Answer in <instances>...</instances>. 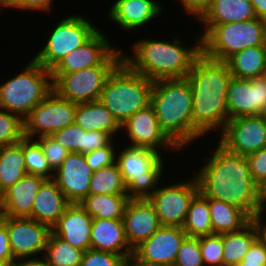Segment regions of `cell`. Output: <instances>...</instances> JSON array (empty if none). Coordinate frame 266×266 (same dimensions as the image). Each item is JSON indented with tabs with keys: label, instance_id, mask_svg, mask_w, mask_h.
I'll return each instance as SVG.
<instances>
[{
	"label": "cell",
	"instance_id": "18",
	"mask_svg": "<svg viewBox=\"0 0 266 266\" xmlns=\"http://www.w3.org/2000/svg\"><path fill=\"white\" fill-rule=\"evenodd\" d=\"M93 171L80 153H70L54 172L53 180L71 204L89 195Z\"/></svg>",
	"mask_w": 266,
	"mask_h": 266
},
{
	"label": "cell",
	"instance_id": "5",
	"mask_svg": "<svg viewBox=\"0 0 266 266\" xmlns=\"http://www.w3.org/2000/svg\"><path fill=\"white\" fill-rule=\"evenodd\" d=\"M153 84L122 61L108 76L99 100L122 125L151 104Z\"/></svg>",
	"mask_w": 266,
	"mask_h": 266
},
{
	"label": "cell",
	"instance_id": "52",
	"mask_svg": "<svg viewBox=\"0 0 266 266\" xmlns=\"http://www.w3.org/2000/svg\"><path fill=\"white\" fill-rule=\"evenodd\" d=\"M266 191H260L259 194V206L257 213L255 215H262L265 216L266 214ZM264 212V213H263Z\"/></svg>",
	"mask_w": 266,
	"mask_h": 266
},
{
	"label": "cell",
	"instance_id": "30",
	"mask_svg": "<svg viewBox=\"0 0 266 266\" xmlns=\"http://www.w3.org/2000/svg\"><path fill=\"white\" fill-rule=\"evenodd\" d=\"M213 234H224L245 227L251 217L239 207L222 200L208 198Z\"/></svg>",
	"mask_w": 266,
	"mask_h": 266
},
{
	"label": "cell",
	"instance_id": "46",
	"mask_svg": "<svg viewBox=\"0 0 266 266\" xmlns=\"http://www.w3.org/2000/svg\"><path fill=\"white\" fill-rule=\"evenodd\" d=\"M52 3L53 0H11V9L49 13L53 8Z\"/></svg>",
	"mask_w": 266,
	"mask_h": 266
},
{
	"label": "cell",
	"instance_id": "40",
	"mask_svg": "<svg viewBox=\"0 0 266 266\" xmlns=\"http://www.w3.org/2000/svg\"><path fill=\"white\" fill-rule=\"evenodd\" d=\"M173 266H204L198 238H185Z\"/></svg>",
	"mask_w": 266,
	"mask_h": 266
},
{
	"label": "cell",
	"instance_id": "39",
	"mask_svg": "<svg viewBox=\"0 0 266 266\" xmlns=\"http://www.w3.org/2000/svg\"><path fill=\"white\" fill-rule=\"evenodd\" d=\"M198 239L204 266H223L222 234L202 236Z\"/></svg>",
	"mask_w": 266,
	"mask_h": 266
},
{
	"label": "cell",
	"instance_id": "58",
	"mask_svg": "<svg viewBox=\"0 0 266 266\" xmlns=\"http://www.w3.org/2000/svg\"><path fill=\"white\" fill-rule=\"evenodd\" d=\"M234 266H252V265H246V263L241 261L240 263H238V264H236Z\"/></svg>",
	"mask_w": 266,
	"mask_h": 266
},
{
	"label": "cell",
	"instance_id": "27",
	"mask_svg": "<svg viewBox=\"0 0 266 266\" xmlns=\"http://www.w3.org/2000/svg\"><path fill=\"white\" fill-rule=\"evenodd\" d=\"M74 123L86 131H103L113 138L121 125L100 100L77 103Z\"/></svg>",
	"mask_w": 266,
	"mask_h": 266
},
{
	"label": "cell",
	"instance_id": "55",
	"mask_svg": "<svg viewBox=\"0 0 266 266\" xmlns=\"http://www.w3.org/2000/svg\"><path fill=\"white\" fill-rule=\"evenodd\" d=\"M263 47H264V50L266 51V28H265V31H264Z\"/></svg>",
	"mask_w": 266,
	"mask_h": 266
},
{
	"label": "cell",
	"instance_id": "2",
	"mask_svg": "<svg viewBox=\"0 0 266 266\" xmlns=\"http://www.w3.org/2000/svg\"><path fill=\"white\" fill-rule=\"evenodd\" d=\"M231 78L226 62L210 59L203 53L186 77L193 97V128L202 137L213 131L222 132L227 124V89Z\"/></svg>",
	"mask_w": 266,
	"mask_h": 266
},
{
	"label": "cell",
	"instance_id": "13",
	"mask_svg": "<svg viewBox=\"0 0 266 266\" xmlns=\"http://www.w3.org/2000/svg\"><path fill=\"white\" fill-rule=\"evenodd\" d=\"M219 134V143L228 151L247 156L266 146V119L263 115L236 117Z\"/></svg>",
	"mask_w": 266,
	"mask_h": 266
},
{
	"label": "cell",
	"instance_id": "8",
	"mask_svg": "<svg viewBox=\"0 0 266 266\" xmlns=\"http://www.w3.org/2000/svg\"><path fill=\"white\" fill-rule=\"evenodd\" d=\"M116 163L130 199H148L162 179L165 159L154 150L125 146L116 152Z\"/></svg>",
	"mask_w": 266,
	"mask_h": 266
},
{
	"label": "cell",
	"instance_id": "16",
	"mask_svg": "<svg viewBox=\"0 0 266 266\" xmlns=\"http://www.w3.org/2000/svg\"><path fill=\"white\" fill-rule=\"evenodd\" d=\"M228 120L266 113V77H232L227 89Z\"/></svg>",
	"mask_w": 266,
	"mask_h": 266
},
{
	"label": "cell",
	"instance_id": "25",
	"mask_svg": "<svg viewBox=\"0 0 266 266\" xmlns=\"http://www.w3.org/2000/svg\"><path fill=\"white\" fill-rule=\"evenodd\" d=\"M70 205L71 203L56 182L53 179H47L35 196L31 208V219L52 228Z\"/></svg>",
	"mask_w": 266,
	"mask_h": 266
},
{
	"label": "cell",
	"instance_id": "26",
	"mask_svg": "<svg viewBox=\"0 0 266 266\" xmlns=\"http://www.w3.org/2000/svg\"><path fill=\"white\" fill-rule=\"evenodd\" d=\"M51 137L70 153L86 154L106 147L114 138L103 131H86L73 123Z\"/></svg>",
	"mask_w": 266,
	"mask_h": 266
},
{
	"label": "cell",
	"instance_id": "47",
	"mask_svg": "<svg viewBox=\"0 0 266 266\" xmlns=\"http://www.w3.org/2000/svg\"><path fill=\"white\" fill-rule=\"evenodd\" d=\"M184 8L186 15H193V19L199 20L209 9L212 0H179Z\"/></svg>",
	"mask_w": 266,
	"mask_h": 266
},
{
	"label": "cell",
	"instance_id": "48",
	"mask_svg": "<svg viewBox=\"0 0 266 266\" xmlns=\"http://www.w3.org/2000/svg\"><path fill=\"white\" fill-rule=\"evenodd\" d=\"M0 259L9 266L14 260L10 248L9 235L6 226L0 222Z\"/></svg>",
	"mask_w": 266,
	"mask_h": 266
},
{
	"label": "cell",
	"instance_id": "10",
	"mask_svg": "<svg viewBox=\"0 0 266 266\" xmlns=\"http://www.w3.org/2000/svg\"><path fill=\"white\" fill-rule=\"evenodd\" d=\"M78 14L60 20L51 29L46 44L43 43L45 46L35 53L33 59L47 70L51 71L70 51L82 46L99 30L91 20Z\"/></svg>",
	"mask_w": 266,
	"mask_h": 266
},
{
	"label": "cell",
	"instance_id": "12",
	"mask_svg": "<svg viewBox=\"0 0 266 266\" xmlns=\"http://www.w3.org/2000/svg\"><path fill=\"white\" fill-rule=\"evenodd\" d=\"M187 182H174L163 185L148 198L153 205L161 226L182 227L186 219L189 204L193 196L199 191L197 179L187 178Z\"/></svg>",
	"mask_w": 266,
	"mask_h": 266
},
{
	"label": "cell",
	"instance_id": "29",
	"mask_svg": "<svg viewBox=\"0 0 266 266\" xmlns=\"http://www.w3.org/2000/svg\"><path fill=\"white\" fill-rule=\"evenodd\" d=\"M232 77L251 79L266 73V51L263 45L252 46L234 53L225 61Z\"/></svg>",
	"mask_w": 266,
	"mask_h": 266
},
{
	"label": "cell",
	"instance_id": "57",
	"mask_svg": "<svg viewBox=\"0 0 266 266\" xmlns=\"http://www.w3.org/2000/svg\"><path fill=\"white\" fill-rule=\"evenodd\" d=\"M260 191H266V181L264 184L260 187Z\"/></svg>",
	"mask_w": 266,
	"mask_h": 266
},
{
	"label": "cell",
	"instance_id": "38",
	"mask_svg": "<svg viewBox=\"0 0 266 266\" xmlns=\"http://www.w3.org/2000/svg\"><path fill=\"white\" fill-rule=\"evenodd\" d=\"M24 138V120L17 114L0 109V148Z\"/></svg>",
	"mask_w": 266,
	"mask_h": 266
},
{
	"label": "cell",
	"instance_id": "1",
	"mask_svg": "<svg viewBox=\"0 0 266 266\" xmlns=\"http://www.w3.org/2000/svg\"><path fill=\"white\" fill-rule=\"evenodd\" d=\"M216 144L211 156L203 159L205 165L194 173L199 191L207 198L239 207L252 218L258 210L260 187L251 176L248 160Z\"/></svg>",
	"mask_w": 266,
	"mask_h": 266
},
{
	"label": "cell",
	"instance_id": "36",
	"mask_svg": "<svg viewBox=\"0 0 266 266\" xmlns=\"http://www.w3.org/2000/svg\"><path fill=\"white\" fill-rule=\"evenodd\" d=\"M89 195H128L116 162L93 172Z\"/></svg>",
	"mask_w": 266,
	"mask_h": 266
},
{
	"label": "cell",
	"instance_id": "50",
	"mask_svg": "<svg viewBox=\"0 0 266 266\" xmlns=\"http://www.w3.org/2000/svg\"><path fill=\"white\" fill-rule=\"evenodd\" d=\"M264 219L263 215H254L251 221L257 230L258 239L266 246V221Z\"/></svg>",
	"mask_w": 266,
	"mask_h": 266
},
{
	"label": "cell",
	"instance_id": "54",
	"mask_svg": "<svg viewBox=\"0 0 266 266\" xmlns=\"http://www.w3.org/2000/svg\"><path fill=\"white\" fill-rule=\"evenodd\" d=\"M6 9V8H8V9H10L11 8V0H0V10L1 9Z\"/></svg>",
	"mask_w": 266,
	"mask_h": 266
},
{
	"label": "cell",
	"instance_id": "6",
	"mask_svg": "<svg viewBox=\"0 0 266 266\" xmlns=\"http://www.w3.org/2000/svg\"><path fill=\"white\" fill-rule=\"evenodd\" d=\"M52 90L51 71L32 58L19 74L0 83V109L24 120Z\"/></svg>",
	"mask_w": 266,
	"mask_h": 266
},
{
	"label": "cell",
	"instance_id": "7",
	"mask_svg": "<svg viewBox=\"0 0 266 266\" xmlns=\"http://www.w3.org/2000/svg\"><path fill=\"white\" fill-rule=\"evenodd\" d=\"M202 25V53L216 61L225 62L236 52L263 45L266 22L258 17L243 22Z\"/></svg>",
	"mask_w": 266,
	"mask_h": 266
},
{
	"label": "cell",
	"instance_id": "15",
	"mask_svg": "<svg viewBox=\"0 0 266 266\" xmlns=\"http://www.w3.org/2000/svg\"><path fill=\"white\" fill-rule=\"evenodd\" d=\"M122 129L130 139L128 146L151 149L161 155L165 148L172 151L181 150L161 129L151 104L126 120L121 125ZM160 148H163L161 152Z\"/></svg>",
	"mask_w": 266,
	"mask_h": 266
},
{
	"label": "cell",
	"instance_id": "44",
	"mask_svg": "<svg viewBox=\"0 0 266 266\" xmlns=\"http://www.w3.org/2000/svg\"><path fill=\"white\" fill-rule=\"evenodd\" d=\"M254 182L261 187L266 181V146L246 156Z\"/></svg>",
	"mask_w": 266,
	"mask_h": 266
},
{
	"label": "cell",
	"instance_id": "28",
	"mask_svg": "<svg viewBox=\"0 0 266 266\" xmlns=\"http://www.w3.org/2000/svg\"><path fill=\"white\" fill-rule=\"evenodd\" d=\"M250 0H212L207 12L199 20L200 24H227L256 18Z\"/></svg>",
	"mask_w": 266,
	"mask_h": 266
},
{
	"label": "cell",
	"instance_id": "45",
	"mask_svg": "<svg viewBox=\"0 0 266 266\" xmlns=\"http://www.w3.org/2000/svg\"><path fill=\"white\" fill-rule=\"evenodd\" d=\"M242 262L252 266H266V246L257 238L244 255Z\"/></svg>",
	"mask_w": 266,
	"mask_h": 266
},
{
	"label": "cell",
	"instance_id": "59",
	"mask_svg": "<svg viewBox=\"0 0 266 266\" xmlns=\"http://www.w3.org/2000/svg\"><path fill=\"white\" fill-rule=\"evenodd\" d=\"M0 266H7V265L0 259Z\"/></svg>",
	"mask_w": 266,
	"mask_h": 266
},
{
	"label": "cell",
	"instance_id": "14",
	"mask_svg": "<svg viewBox=\"0 0 266 266\" xmlns=\"http://www.w3.org/2000/svg\"><path fill=\"white\" fill-rule=\"evenodd\" d=\"M1 222L6 226L10 248L14 259L39 257L44 255L51 228L31 218L3 216Z\"/></svg>",
	"mask_w": 266,
	"mask_h": 266
},
{
	"label": "cell",
	"instance_id": "22",
	"mask_svg": "<svg viewBox=\"0 0 266 266\" xmlns=\"http://www.w3.org/2000/svg\"><path fill=\"white\" fill-rule=\"evenodd\" d=\"M92 221V216L80 204H71L51 232L85 252L90 249Z\"/></svg>",
	"mask_w": 266,
	"mask_h": 266
},
{
	"label": "cell",
	"instance_id": "43",
	"mask_svg": "<svg viewBox=\"0 0 266 266\" xmlns=\"http://www.w3.org/2000/svg\"><path fill=\"white\" fill-rule=\"evenodd\" d=\"M113 143L116 142L112 140L106 147L84 154L85 160L93 172L116 162L117 151L115 149L117 148H114Z\"/></svg>",
	"mask_w": 266,
	"mask_h": 266
},
{
	"label": "cell",
	"instance_id": "20",
	"mask_svg": "<svg viewBox=\"0 0 266 266\" xmlns=\"http://www.w3.org/2000/svg\"><path fill=\"white\" fill-rule=\"evenodd\" d=\"M123 223L126 239L133 250L161 227L158 215L148 199H130Z\"/></svg>",
	"mask_w": 266,
	"mask_h": 266
},
{
	"label": "cell",
	"instance_id": "53",
	"mask_svg": "<svg viewBox=\"0 0 266 266\" xmlns=\"http://www.w3.org/2000/svg\"><path fill=\"white\" fill-rule=\"evenodd\" d=\"M124 266H151V265H145L141 262H138L133 256L130 258H127Z\"/></svg>",
	"mask_w": 266,
	"mask_h": 266
},
{
	"label": "cell",
	"instance_id": "4",
	"mask_svg": "<svg viewBox=\"0 0 266 266\" xmlns=\"http://www.w3.org/2000/svg\"><path fill=\"white\" fill-rule=\"evenodd\" d=\"M151 105L161 129L181 150L203 139L193 128V97L186 78L154 81Z\"/></svg>",
	"mask_w": 266,
	"mask_h": 266
},
{
	"label": "cell",
	"instance_id": "11",
	"mask_svg": "<svg viewBox=\"0 0 266 266\" xmlns=\"http://www.w3.org/2000/svg\"><path fill=\"white\" fill-rule=\"evenodd\" d=\"M77 103L60 97L54 90L24 119V137L51 136L74 123ZM35 136V137H34Z\"/></svg>",
	"mask_w": 266,
	"mask_h": 266
},
{
	"label": "cell",
	"instance_id": "17",
	"mask_svg": "<svg viewBox=\"0 0 266 266\" xmlns=\"http://www.w3.org/2000/svg\"><path fill=\"white\" fill-rule=\"evenodd\" d=\"M186 237L182 227L161 226L134 249L133 257L145 265L173 266Z\"/></svg>",
	"mask_w": 266,
	"mask_h": 266
},
{
	"label": "cell",
	"instance_id": "23",
	"mask_svg": "<svg viewBox=\"0 0 266 266\" xmlns=\"http://www.w3.org/2000/svg\"><path fill=\"white\" fill-rule=\"evenodd\" d=\"M47 179L26 174L1 196L3 216L31 218V208L40 187Z\"/></svg>",
	"mask_w": 266,
	"mask_h": 266
},
{
	"label": "cell",
	"instance_id": "56",
	"mask_svg": "<svg viewBox=\"0 0 266 266\" xmlns=\"http://www.w3.org/2000/svg\"><path fill=\"white\" fill-rule=\"evenodd\" d=\"M3 217V211H2V205H1V199H0V222L2 220Z\"/></svg>",
	"mask_w": 266,
	"mask_h": 266
},
{
	"label": "cell",
	"instance_id": "19",
	"mask_svg": "<svg viewBox=\"0 0 266 266\" xmlns=\"http://www.w3.org/2000/svg\"><path fill=\"white\" fill-rule=\"evenodd\" d=\"M106 33L98 30L79 48L70 51L52 70L51 74L73 73L100 65L115 49ZM115 47V48H114Z\"/></svg>",
	"mask_w": 266,
	"mask_h": 266
},
{
	"label": "cell",
	"instance_id": "49",
	"mask_svg": "<svg viewBox=\"0 0 266 266\" xmlns=\"http://www.w3.org/2000/svg\"><path fill=\"white\" fill-rule=\"evenodd\" d=\"M9 266H48L44 256L38 258L27 257V258H16Z\"/></svg>",
	"mask_w": 266,
	"mask_h": 266
},
{
	"label": "cell",
	"instance_id": "41",
	"mask_svg": "<svg viewBox=\"0 0 266 266\" xmlns=\"http://www.w3.org/2000/svg\"><path fill=\"white\" fill-rule=\"evenodd\" d=\"M42 147L44 156L50 168L55 172L70 154V152L56 142L51 136H41L35 139Z\"/></svg>",
	"mask_w": 266,
	"mask_h": 266
},
{
	"label": "cell",
	"instance_id": "3",
	"mask_svg": "<svg viewBox=\"0 0 266 266\" xmlns=\"http://www.w3.org/2000/svg\"><path fill=\"white\" fill-rule=\"evenodd\" d=\"M132 46L133 53L122 54V61L134 72L157 81L186 78L196 58L202 53L201 36L194 37V45H182V40L171 41L139 38Z\"/></svg>",
	"mask_w": 266,
	"mask_h": 266
},
{
	"label": "cell",
	"instance_id": "9",
	"mask_svg": "<svg viewBox=\"0 0 266 266\" xmlns=\"http://www.w3.org/2000/svg\"><path fill=\"white\" fill-rule=\"evenodd\" d=\"M122 54L123 51L116 48L98 66L73 73L51 74L53 90L75 103L99 100L108 76L122 62Z\"/></svg>",
	"mask_w": 266,
	"mask_h": 266
},
{
	"label": "cell",
	"instance_id": "34",
	"mask_svg": "<svg viewBox=\"0 0 266 266\" xmlns=\"http://www.w3.org/2000/svg\"><path fill=\"white\" fill-rule=\"evenodd\" d=\"M182 228L188 237L213 235L208 198L200 191L190 201Z\"/></svg>",
	"mask_w": 266,
	"mask_h": 266
},
{
	"label": "cell",
	"instance_id": "33",
	"mask_svg": "<svg viewBox=\"0 0 266 266\" xmlns=\"http://www.w3.org/2000/svg\"><path fill=\"white\" fill-rule=\"evenodd\" d=\"M128 195H88L80 205L93 219H123Z\"/></svg>",
	"mask_w": 266,
	"mask_h": 266
},
{
	"label": "cell",
	"instance_id": "37",
	"mask_svg": "<svg viewBox=\"0 0 266 266\" xmlns=\"http://www.w3.org/2000/svg\"><path fill=\"white\" fill-rule=\"evenodd\" d=\"M22 150L27 174L53 179L54 171L44 156L41 145L35 139H22Z\"/></svg>",
	"mask_w": 266,
	"mask_h": 266
},
{
	"label": "cell",
	"instance_id": "31",
	"mask_svg": "<svg viewBox=\"0 0 266 266\" xmlns=\"http://www.w3.org/2000/svg\"><path fill=\"white\" fill-rule=\"evenodd\" d=\"M27 174L22 140L0 148V196Z\"/></svg>",
	"mask_w": 266,
	"mask_h": 266
},
{
	"label": "cell",
	"instance_id": "21",
	"mask_svg": "<svg viewBox=\"0 0 266 266\" xmlns=\"http://www.w3.org/2000/svg\"><path fill=\"white\" fill-rule=\"evenodd\" d=\"M116 1V2H115ZM108 8V20L115 22L121 30L134 31L163 14V7L156 0H115Z\"/></svg>",
	"mask_w": 266,
	"mask_h": 266
},
{
	"label": "cell",
	"instance_id": "51",
	"mask_svg": "<svg viewBox=\"0 0 266 266\" xmlns=\"http://www.w3.org/2000/svg\"><path fill=\"white\" fill-rule=\"evenodd\" d=\"M256 16L266 22V0H250Z\"/></svg>",
	"mask_w": 266,
	"mask_h": 266
},
{
	"label": "cell",
	"instance_id": "35",
	"mask_svg": "<svg viewBox=\"0 0 266 266\" xmlns=\"http://www.w3.org/2000/svg\"><path fill=\"white\" fill-rule=\"evenodd\" d=\"M84 251L50 233L44 252L48 266H80Z\"/></svg>",
	"mask_w": 266,
	"mask_h": 266
},
{
	"label": "cell",
	"instance_id": "32",
	"mask_svg": "<svg viewBox=\"0 0 266 266\" xmlns=\"http://www.w3.org/2000/svg\"><path fill=\"white\" fill-rule=\"evenodd\" d=\"M257 238V230L252 221L240 230L222 234L223 266H234L240 263Z\"/></svg>",
	"mask_w": 266,
	"mask_h": 266
},
{
	"label": "cell",
	"instance_id": "24",
	"mask_svg": "<svg viewBox=\"0 0 266 266\" xmlns=\"http://www.w3.org/2000/svg\"><path fill=\"white\" fill-rule=\"evenodd\" d=\"M90 249L111 252L125 259L133 256L125 236L123 219H93Z\"/></svg>",
	"mask_w": 266,
	"mask_h": 266
},
{
	"label": "cell",
	"instance_id": "42",
	"mask_svg": "<svg viewBox=\"0 0 266 266\" xmlns=\"http://www.w3.org/2000/svg\"><path fill=\"white\" fill-rule=\"evenodd\" d=\"M125 261L121 255L88 249L83 254L80 266H124Z\"/></svg>",
	"mask_w": 266,
	"mask_h": 266
}]
</instances>
